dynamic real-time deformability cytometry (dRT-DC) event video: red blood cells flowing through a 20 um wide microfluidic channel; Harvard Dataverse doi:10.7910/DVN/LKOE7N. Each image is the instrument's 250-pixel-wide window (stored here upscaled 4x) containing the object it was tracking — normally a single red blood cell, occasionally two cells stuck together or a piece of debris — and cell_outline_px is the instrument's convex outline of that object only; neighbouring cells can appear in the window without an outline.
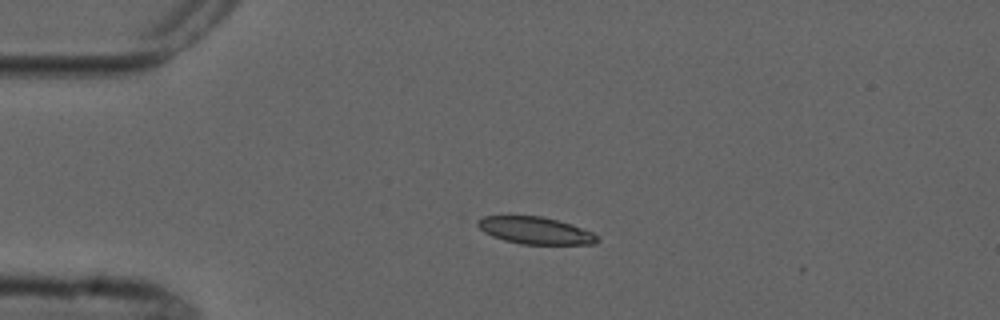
{"species": "common noctule bat (a hibernating species)", "species_latin": "Nyctalus noctula", "temperature_condition": "cold", "stored_images_in_passage": 4, "camera_frame_rate_fps": 3000, "um_per_image_px": 0.085, "animal": {"sex": "male", "forearm_length_mm": 52.5}, "frame": {"image": 1, "passage_image": 3, "time_ms": 2.333, "image_size_px": [1000, 320], "cell_outline_px": [[600, 240], [596, 244], [520, 244], [504, 240], [492, 236], [484, 232], [476, 224], [476, 220], [484, 216], [540, 216], [572, 224], [592, 232]], "centroid_in_image_um": [45.49, 19.6], "position_along_channel_um": 39.5, "area_um2": 18.84}}